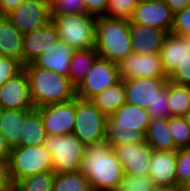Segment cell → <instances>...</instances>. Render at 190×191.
Masks as SVG:
<instances>
[{
  "label": "cell",
  "instance_id": "cell-43",
  "mask_svg": "<svg viewBox=\"0 0 190 191\" xmlns=\"http://www.w3.org/2000/svg\"><path fill=\"white\" fill-rule=\"evenodd\" d=\"M23 0H0V15L6 16L14 10Z\"/></svg>",
  "mask_w": 190,
  "mask_h": 191
},
{
  "label": "cell",
  "instance_id": "cell-34",
  "mask_svg": "<svg viewBox=\"0 0 190 191\" xmlns=\"http://www.w3.org/2000/svg\"><path fill=\"white\" fill-rule=\"evenodd\" d=\"M147 111L151 119L170 117V110L168 107V83L158 92L152 105L147 107Z\"/></svg>",
  "mask_w": 190,
  "mask_h": 191
},
{
  "label": "cell",
  "instance_id": "cell-17",
  "mask_svg": "<svg viewBox=\"0 0 190 191\" xmlns=\"http://www.w3.org/2000/svg\"><path fill=\"white\" fill-rule=\"evenodd\" d=\"M159 55L168 78L178 65L190 61V39L187 36L180 37L172 33L167 34Z\"/></svg>",
  "mask_w": 190,
  "mask_h": 191
},
{
  "label": "cell",
  "instance_id": "cell-41",
  "mask_svg": "<svg viewBox=\"0 0 190 191\" xmlns=\"http://www.w3.org/2000/svg\"><path fill=\"white\" fill-rule=\"evenodd\" d=\"M0 191H14L10 175L9 159H0Z\"/></svg>",
  "mask_w": 190,
  "mask_h": 191
},
{
  "label": "cell",
  "instance_id": "cell-10",
  "mask_svg": "<svg viewBox=\"0 0 190 191\" xmlns=\"http://www.w3.org/2000/svg\"><path fill=\"white\" fill-rule=\"evenodd\" d=\"M120 80L132 78H167L159 53L138 54L132 52L117 63Z\"/></svg>",
  "mask_w": 190,
  "mask_h": 191
},
{
  "label": "cell",
  "instance_id": "cell-21",
  "mask_svg": "<svg viewBox=\"0 0 190 191\" xmlns=\"http://www.w3.org/2000/svg\"><path fill=\"white\" fill-rule=\"evenodd\" d=\"M132 48L134 53L153 54L159 53L167 33L161 29L147 25L130 23Z\"/></svg>",
  "mask_w": 190,
  "mask_h": 191
},
{
  "label": "cell",
  "instance_id": "cell-39",
  "mask_svg": "<svg viewBox=\"0 0 190 191\" xmlns=\"http://www.w3.org/2000/svg\"><path fill=\"white\" fill-rule=\"evenodd\" d=\"M171 33L180 37L190 36V5L174 15Z\"/></svg>",
  "mask_w": 190,
  "mask_h": 191
},
{
  "label": "cell",
  "instance_id": "cell-30",
  "mask_svg": "<svg viewBox=\"0 0 190 191\" xmlns=\"http://www.w3.org/2000/svg\"><path fill=\"white\" fill-rule=\"evenodd\" d=\"M54 171H45L23 178L14 184V191H52Z\"/></svg>",
  "mask_w": 190,
  "mask_h": 191
},
{
  "label": "cell",
  "instance_id": "cell-18",
  "mask_svg": "<svg viewBox=\"0 0 190 191\" xmlns=\"http://www.w3.org/2000/svg\"><path fill=\"white\" fill-rule=\"evenodd\" d=\"M150 120L147 109L125 103L111 116H107L106 129L139 130L146 133Z\"/></svg>",
  "mask_w": 190,
  "mask_h": 191
},
{
  "label": "cell",
  "instance_id": "cell-29",
  "mask_svg": "<svg viewBox=\"0 0 190 191\" xmlns=\"http://www.w3.org/2000/svg\"><path fill=\"white\" fill-rule=\"evenodd\" d=\"M52 191H93L89 179L81 172L55 173Z\"/></svg>",
  "mask_w": 190,
  "mask_h": 191
},
{
  "label": "cell",
  "instance_id": "cell-31",
  "mask_svg": "<svg viewBox=\"0 0 190 191\" xmlns=\"http://www.w3.org/2000/svg\"><path fill=\"white\" fill-rule=\"evenodd\" d=\"M105 141L112 147L145 141V133L139 130L106 129Z\"/></svg>",
  "mask_w": 190,
  "mask_h": 191
},
{
  "label": "cell",
  "instance_id": "cell-12",
  "mask_svg": "<svg viewBox=\"0 0 190 191\" xmlns=\"http://www.w3.org/2000/svg\"><path fill=\"white\" fill-rule=\"evenodd\" d=\"M129 23L147 25L171 33L174 14L165 0H140Z\"/></svg>",
  "mask_w": 190,
  "mask_h": 191
},
{
  "label": "cell",
  "instance_id": "cell-23",
  "mask_svg": "<svg viewBox=\"0 0 190 191\" xmlns=\"http://www.w3.org/2000/svg\"><path fill=\"white\" fill-rule=\"evenodd\" d=\"M146 143L157 151L177 150L169 128V118L151 119L145 133Z\"/></svg>",
  "mask_w": 190,
  "mask_h": 191
},
{
  "label": "cell",
  "instance_id": "cell-5",
  "mask_svg": "<svg viewBox=\"0 0 190 191\" xmlns=\"http://www.w3.org/2000/svg\"><path fill=\"white\" fill-rule=\"evenodd\" d=\"M43 146L50 152L55 173L81 171L86 145L73 133L68 135H47Z\"/></svg>",
  "mask_w": 190,
  "mask_h": 191
},
{
  "label": "cell",
  "instance_id": "cell-4",
  "mask_svg": "<svg viewBox=\"0 0 190 191\" xmlns=\"http://www.w3.org/2000/svg\"><path fill=\"white\" fill-rule=\"evenodd\" d=\"M98 16L89 13L51 14L59 39L76 50L96 46V23Z\"/></svg>",
  "mask_w": 190,
  "mask_h": 191
},
{
  "label": "cell",
  "instance_id": "cell-22",
  "mask_svg": "<svg viewBox=\"0 0 190 191\" xmlns=\"http://www.w3.org/2000/svg\"><path fill=\"white\" fill-rule=\"evenodd\" d=\"M23 33L6 16L0 15V56L12 57L22 63Z\"/></svg>",
  "mask_w": 190,
  "mask_h": 191
},
{
  "label": "cell",
  "instance_id": "cell-35",
  "mask_svg": "<svg viewBox=\"0 0 190 191\" xmlns=\"http://www.w3.org/2000/svg\"><path fill=\"white\" fill-rule=\"evenodd\" d=\"M190 179V148L177 149L176 184L184 186Z\"/></svg>",
  "mask_w": 190,
  "mask_h": 191
},
{
  "label": "cell",
  "instance_id": "cell-26",
  "mask_svg": "<svg viewBox=\"0 0 190 191\" xmlns=\"http://www.w3.org/2000/svg\"><path fill=\"white\" fill-rule=\"evenodd\" d=\"M91 101L106 116H111L126 103V91L123 80L95 95Z\"/></svg>",
  "mask_w": 190,
  "mask_h": 191
},
{
  "label": "cell",
  "instance_id": "cell-20",
  "mask_svg": "<svg viewBox=\"0 0 190 191\" xmlns=\"http://www.w3.org/2000/svg\"><path fill=\"white\" fill-rule=\"evenodd\" d=\"M177 150H154L149 164V177L159 186L176 185Z\"/></svg>",
  "mask_w": 190,
  "mask_h": 191
},
{
  "label": "cell",
  "instance_id": "cell-37",
  "mask_svg": "<svg viewBox=\"0 0 190 191\" xmlns=\"http://www.w3.org/2000/svg\"><path fill=\"white\" fill-rule=\"evenodd\" d=\"M122 185L131 191H156L158 187L149 175L136 177L124 175Z\"/></svg>",
  "mask_w": 190,
  "mask_h": 191
},
{
  "label": "cell",
  "instance_id": "cell-9",
  "mask_svg": "<svg viewBox=\"0 0 190 191\" xmlns=\"http://www.w3.org/2000/svg\"><path fill=\"white\" fill-rule=\"evenodd\" d=\"M119 81L117 63L98 57L85 79L76 88V96L91 100L95 95Z\"/></svg>",
  "mask_w": 190,
  "mask_h": 191
},
{
  "label": "cell",
  "instance_id": "cell-45",
  "mask_svg": "<svg viewBox=\"0 0 190 191\" xmlns=\"http://www.w3.org/2000/svg\"><path fill=\"white\" fill-rule=\"evenodd\" d=\"M11 149L5 137L0 133V159H9Z\"/></svg>",
  "mask_w": 190,
  "mask_h": 191
},
{
  "label": "cell",
  "instance_id": "cell-46",
  "mask_svg": "<svg viewBox=\"0 0 190 191\" xmlns=\"http://www.w3.org/2000/svg\"><path fill=\"white\" fill-rule=\"evenodd\" d=\"M183 187L180 185H166L157 187L156 191H182Z\"/></svg>",
  "mask_w": 190,
  "mask_h": 191
},
{
  "label": "cell",
  "instance_id": "cell-25",
  "mask_svg": "<svg viewBox=\"0 0 190 191\" xmlns=\"http://www.w3.org/2000/svg\"><path fill=\"white\" fill-rule=\"evenodd\" d=\"M98 57L99 55L95 47L75 50L69 64L68 72V78L75 88L85 79Z\"/></svg>",
  "mask_w": 190,
  "mask_h": 191
},
{
  "label": "cell",
  "instance_id": "cell-28",
  "mask_svg": "<svg viewBox=\"0 0 190 191\" xmlns=\"http://www.w3.org/2000/svg\"><path fill=\"white\" fill-rule=\"evenodd\" d=\"M168 107L170 116L184 117L190 109V86L168 81Z\"/></svg>",
  "mask_w": 190,
  "mask_h": 191
},
{
  "label": "cell",
  "instance_id": "cell-13",
  "mask_svg": "<svg viewBox=\"0 0 190 191\" xmlns=\"http://www.w3.org/2000/svg\"><path fill=\"white\" fill-rule=\"evenodd\" d=\"M123 165L124 175L147 176L154 149L146 141L112 147Z\"/></svg>",
  "mask_w": 190,
  "mask_h": 191
},
{
  "label": "cell",
  "instance_id": "cell-27",
  "mask_svg": "<svg viewBox=\"0 0 190 191\" xmlns=\"http://www.w3.org/2000/svg\"><path fill=\"white\" fill-rule=\"evenodd\" d=\"M46 137L47 134L40 113L34 108L24 118L19 146L42 145Z\"/></svg>",
  "mask_w": 190,
  "mask_h": 191
},
{
  "label": "cell",
  "instance_id": "cell-16",
  "mask_svg": "<svg viewBox=\"0 0 190 191\" xmlns=\"http://www.w3.org/2000/svg\"><path fill=\"white\" fill-rule=\"evenodd\" d=\"M58 40L56 27L51 21L40 29L23 34L22 64L32 63Z\"/></svg>",
  "mask_w": 190,
  "mask_h": 191
},
{
  "label": "cell",
  "instance_id": "cell-50",
  "mask_svg": "<svg viewBox=\"0 0 190 191\" xmlns=\"http://www.w3.org/2000/svg\"><path fill=\"white\" fill-rule=\"evenodd\" d=\"M2 110L3 108H2V105L0 104V116H1Z\"/></svg>",
  "mask_w": 190,
  "mask_h": 191
},
{
  "label": "cell",
  "instance_id": "cell-8",
  "mask_svg": "<svg viewBox=\"0 0 190 191\" xmlns=\"http://www.w3.org/2000/svg\"><path fill=\"white\" fill-rule=\"evenodd\" d=\"M6 17L23 34L40 29L51 21L50 0H23Z\"/></svg>",
  "mask_w": 190,
  "mask_h": 191
},
{
  "label": "cell",
  "instance_id": "cell-44",
  "mask_svg": "<svg viewBox=\"0 0 190 191\" xmlns=\"http://www.w3.org/2000/svg\"><path fill=\"white\" fill-rule=\"evenodd\" d=\"M165 2L174 15L190 5V0H165Z\"/></svg>",
  "mask_w": 190,
  "mask_h": 191
},
{
  "label": "cell",
  "instance_id": "cell-11",
  "mask_svg": "<svg viewBox=\"0 0 190 191\" xmlns=\"http://www.w3.org/2000/svg\"><path fill=\"white\" fill-rule=\"evenodd\" d=\"M41 116L47 135H68L73 133L76 114V97L55 104L35 108Z\"/></svg>",
  "mask_w": 190,
  "mask_h": 191
},
{
  "label": "cell",
  "instance_id": "cell-40",
  "mask_svg": "<svg viewBox=\"0 0 190 191\" xmlns=\"http://www.w3.org/2000/svg\"><path fill=\"white\" fill-rule=\"evenodd\" d=\"M168 81L181 86H190V61L178 65L177 69L168 77Z\"/></svg>",
  "mask_w": 190,
  "mask_h": 191
},
{
  "label": "cell",
  "instance_id": "cell-48",
  "mask_svg": "<svg viewBox=\"0 0 190 191\" xmlns=\"http://www.w3.org/2000/svg\"><path fill=\"white\" fill-rule=\"evenodd\" d=\"M113 191H131V189H127L123 185H121L120 187H118L116 190Z\"/></svg>",
  "mask_w": 190,
  "mask_h": 191
},
{
  "label": "cell",
  "instance_id": "cell-36",
  "mask_svg": "<svg viewBox=\"0 0 190 191\" xmlns=\"http://www.w3.org/2000/svg\"><path fill=\"white\" fill-rule=\"evenodd\" d=\"M51 14L84 13L83 0H50Z\"/></svg>",
  "mask_w": 190,
  "mask_h": 191
},
{
  "label": "cell",
  "instance_id": "cell-15",
  "mask_svg": "<svg viewBox=\"0 0 190 191\" xmlns=\"http://www.w3.org/2000/svg\"><path fill=\"white\" fill-rule=\"evenodd\" d=\"M126 103L147 109L152 105L158 92L168 83V78H132L123 81Z\"/></svg>",
  "mask_w": 190,
  "mask_h": 191
},
{
  "label": "cell",
  "instance_id": "cell-19",
  "mask_svg": "<svg viewBox=\"0 0 190 191\" xmlns=\"http://www.w3.org/2000/svg\"><path fill=\"white\" fill-rule=\"evenodd\" d=\"M75 50L65 41L59 39L55 45L34 59L32 64L68 77L69 64Z\"/></svg>",
  "mask_w": 190,
  "mask_h": 191
},
{
  "label": "cell",
  "instance_id": "cell-1",
  "mask_svg": "<svg viewBox=\"0 0 190 191\" xmlns=\"http://www.w3.org/2000/svg\"><path fill=\"white\" fill-rule=\"evenodd\" d=\"M81 172L89 179L93 191H113L124 179L123 165L105 140L86 145Z\"/></svg>",
  "mask_w": 190,
  "mask_h": 191
},
{
  "label": "cell",
  "instance_id": "cell-33",
  "mask_svg": "<svg viewBox=\"0 0 190 191\" xmlns=\"http://www.w3.org/2000/svg\"><path fill=\"white\" fill-rule=\"evenodd\" d=\"M140 0H109L104 16L130 19Z\"/></svg>",
  "mask_w": 190,
  "mask_h": 191
},
{
  "label": "cell",
  "instance_id": "cell-6",
  "mask_svg": "<svg viewBox=\"0 0 190 191\" xmlns=\"http://www.w3.org/2000/svg\"><path fill=\"white\" fill-rule=\"evenodd\" d=\"M13 183L33 174L53 171L50 152L42 145L15 146L9 156Z\"/></svg>",
  "mask_w": 190,
  "mask_h": 191
},
{
  "label": "cell",
  "instance_id": "cell-38",
  "mask_svg": "<svg viewBox=\"0 0 190 191\" xmlns=\"http://www.w3.org/2000/svg\"><path fill=\"white\" fill-rule=\"evenodd\" d=\"M22 69L23 64L20 60L12 57L0 56V87Z\"/></svg>",
  "mask_w": 190,
  "mask_h": 191
},
{
  "label": "cell",
  "instance_id": "cell-2",
  "mask_svg": "<svg viewBox=\"0 0 190 191\" xmlns=\"http://www.w3.org/2000/svg\"><path fill=\"white\" fill-rule=\"evenodd\" d=\"M28 79L30 96L34 108L66 102L76 97V88L67 76L34 66L23 65Z\"/></svg>",
  "mask_w": 190,
  "mask_h": 191
},
{
  "label": "cell",
  "instance_id": "cell-14",
  "mask_svg": "<svg viewBox=\"0 0 190 191\" xmlns=\"http://www.w3.org/2000/svg\"><path fill=\"white\" fill-rule=\"evenodd\" d=\"M0 104L3 109L33 110L29 79L23 68L0 87Z\"/></svg>",
  "mask_w": 190,
  "mask_h": 191
},
{
  "label": "cell",
  "instance_id": "cell-3",
  "mask_svg": "<svg viewBox=\"0 0 190 191\" xmlns=\"http://www.w3.org/2000/svg\"><path fill=\"white\" fill-rule=\"evenodd\" d=\"M99 57L118 63L133 52L128 19L98 16L96 46Z\"/></svg>",
  "mask_w": 190,
  "mask_h": 191
},
{
  "label": "cell",
  "instance_id": "cell-47",
  "mask_svg": "<svg viewBox=\"0 0 190 191\" xmlns=\"http://www.w3.org/2000/svg\"><path fill=\"white\" fill-rule=\"evenodd\" d=\"M188 125L190 126V109L188 110V112L186 113V115L184 116Z\"/></svg>",
  "mask_w": 190,
  "mask_h": 191
},
{
  "label": "cell",
  "instance_id": "cell-32",
  "mask_svg": "<svg viewBox=\"0 0 190 191\" xmlns=\"http://www.w3.org/2000/svg\"><path fill=\"white\" fill-rule=\"evenodd\" d=\"M169 128L177 149L190 148V126L185 117L170 116Z\"/></svg>",
  "mask_w": 190,
  "mask_h": 191
},
{
  "label": "cell",
  "instance_id": "cell-24",
  "mask_svg": "<svg viewBox=\"0 0 190 191\" xmlns=\"http://www.w3.org/2000/svg\"><path fill=\"white\" fill-rule=\"evenodd\" d=\"M32 110L3 109L0 116V133L11 148L19 146L24 118Z\"/></svg>",
  "mask_w": 190,
  "mask_h": 191
},
{
  "label": "cell",
  "instance_id": "cell-42",
  "mask_svg": "<svg viewBox=\"0 0 190 191\" xmlns=\"http://www.w3.org/2000/svg\"><path fill=\"white\" fill-rule=\"evenodd\" d=\"M109 0H83L85 12L96 16H104Z\"/></svg>",
  "mask_w": 190,
  "mask_h": 191
},
{
  "label": "cell",
  "instance_id": "cell-7",
  "mask_svg": "<svg viewBox=\"0 0 190 191\" xmlns=\"http://www.w3.org/2000/svg\"><path fill=\"white\" fill-rule=\"evenodd\" d=\"M107 116L91 100L76 96V114L73 134L85 145L105 140Z\"/></svg>",
  "mask_w": 190,
  "mask_h": 191
},
{
  "label": "cell",
  "instance_id": "cell-49",
  "mask_svg": "<svg viewBox=\"0 0 190 191\" xmlns=\"http://www.w3.org/2000/svg\"><path fill=\"white\" fill-rule=\"evenodd\" d=\"M183 188L187 191H190V179L184 184Z\"/></svg>",
  "mask_w": 190,
  "mask_h": 191
}]
</instances>
